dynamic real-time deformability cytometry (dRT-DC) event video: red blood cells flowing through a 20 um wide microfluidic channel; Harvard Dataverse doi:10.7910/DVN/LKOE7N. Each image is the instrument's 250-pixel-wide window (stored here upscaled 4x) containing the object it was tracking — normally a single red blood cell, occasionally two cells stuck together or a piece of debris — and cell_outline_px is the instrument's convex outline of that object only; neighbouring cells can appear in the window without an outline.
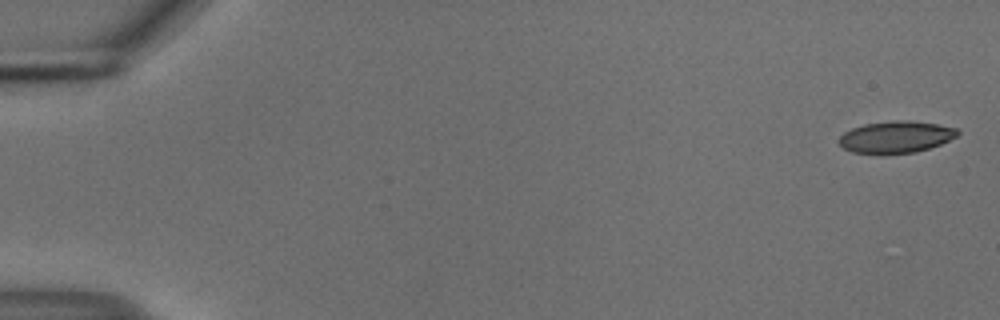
{"species": "common noctule bat (a hibernating species)", "species_latin": "Nyctalus noctula", "temperature_condition": "cold", "stored_images_in_passage": 8, "camera_frame_rate_fps": 3000, "um_per_image_px": 0.085, "animal": {"sex": "male", "body_mass_g": 18.8}, "frame": {"image": 1, "passage_image": 1, "time_ms": 0.0, "image_size_px": [1000, 320], "cell_outline_px": [[960, 132], [956, 136], [940, 144], [916, 152], [852, 152], [844, 148], [836, 140], [844, 132], [852, 128], [864, 124], [892, 120], [908, 120], [936, 124], [956, 128]], "centroid_in_image_um": [76.13, 11.61], "position_along_channel_um": 8.9, "area_um2": 21.5}}